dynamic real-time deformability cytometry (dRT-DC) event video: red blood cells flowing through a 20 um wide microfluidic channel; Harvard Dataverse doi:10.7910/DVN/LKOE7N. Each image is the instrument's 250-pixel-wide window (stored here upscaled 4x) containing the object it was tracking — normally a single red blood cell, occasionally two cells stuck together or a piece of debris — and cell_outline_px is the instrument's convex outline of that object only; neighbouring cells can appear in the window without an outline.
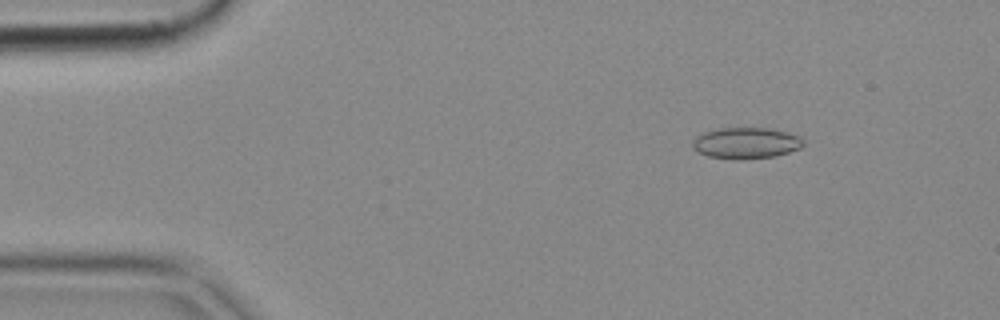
{"species": "common noctule bat (a hibernating species)", "species_latin": "Nyctalus noctula", "temperature_condition": "cold", "stored_images_in_passage": 47, "camera_frame_rate_fps": 3000, "um_per_image_px": 0.085, "animal": {"sex": "female", "body_mass_g": 18.4}, "frame": {"image": 1, "passage_image": 2, "time_ms": 0.333, "image_size_px": [1000, 320], "cell_outline_px": [[804, 144], [800, 148], [788, 152], [772, 156], [708, 156], [700, 152], [692, 144], [704, 132], [720, 128], [764, 128], [784, 132], [800, 136], [804, 140]], "centroid_in_image_um": [63.49, 12.1], "position_along_channel_um": 21.5, "area_um2": 18.67}}
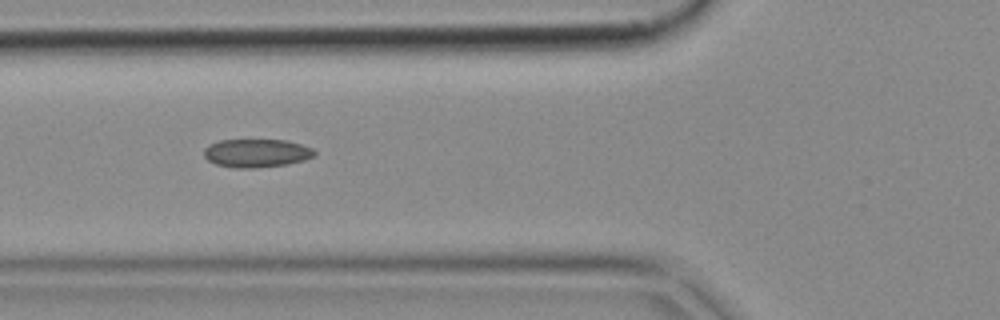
{"frame": {"image": 2, "passage_image": 14, "time_ms": 4.333, "image_size_px": [1000, 320], "cell_outline_px": [[316, 152], [312, 156], [304, 160], [288, 164], [252, 168], [236, 168], [216, 164], [208, 160], [204, 156], [204, 148], [220, 140], [288, 140], [312, 148]], "centroid_in_image_um": [21.8, 13.01], "position_along_channel_um": 104.0, "area_um2": 18.09}}
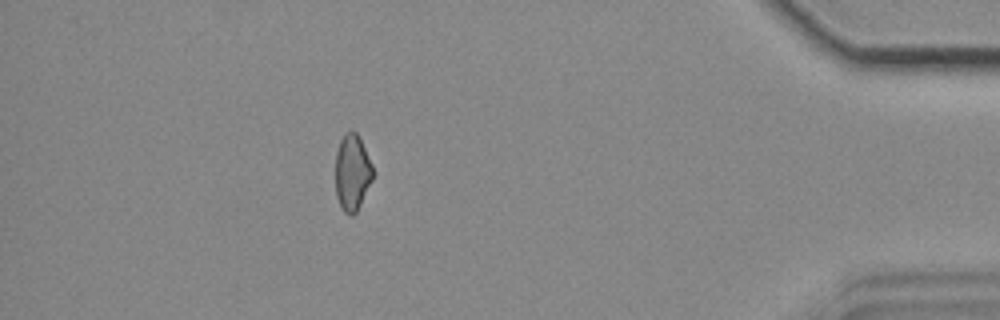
{"frame": {"image": 3, "passage_image": 41, "time_ms": 13.333, "image_size_px": [1000, 320], "cell_outline_px": [[372, 180], [356, 212], [352, 216], [348, 216], [344, 212], [336, 196], [336, 152], [340, 140], [344, 132], [356, 132], [372, 164]], "centroid_in_image_um": [29.92, 14.68], "position_along_channel_um": 405.3, "area_um2": 16.36}}